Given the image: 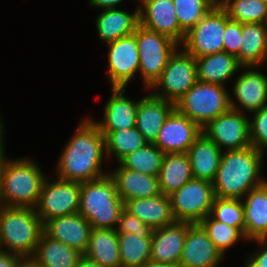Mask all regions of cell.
Returning a JSON list of instances; mask_svg holds the SVG:
<instances>
[{
  "instance_id": "obj_1",
  "label": "cell",
  "mask_w": 267,
  "mask_h": 267,
  "mask_svg": "<svg viewBox=\"0 0 267 267\" xmlns=\"http://www.w3.org/2000/svg\"><path fill=\"white\" fill-rule=\"evenodd\" d=\"M73 135L59 158L58 178L82 183L106 176L100 168L105 153V137L94 120H83Z\"/></svg>"
},
{
  "instance_id": "obj_2",
  "label": "cell",
  "mask_w": 267,
  "mask_h": 267,
  "mask_svg": "<svg viewBox=\"0 0 267 267\" xmlns=\"http://www.w3.org/2000/svg\"><path fill=\"white\" fill-rule=\"evenodd\" d=\"M263 156L262 151L252 146L223 152L212 181L215 197L241 199L264 184L267 180L259 177Z\"/></svg>"
},
{
  "instance_id": "obj_3",
  "label": "cell",
  "mask_w": 267,
  "mask_h": 267,
  "mask_svg": "<svg viewBox=\"0 0 267 267\" xmlns=\"http://www.w3.org/2000/svg\"><path fill=\"white\" fill-rule=\"evenodd\" d=\"M44 232V224L31 207L0 205V243L23 258L32 257Z\"/></svg>"
},
{
  "instance_id": "obj_4",
  "label": "cell",
  "mask_w": 267,
  "mask_h": 267,
  "mask_svg": "<svg viewBox=\"0 0 267 267\" xmlns=\"http://www.w3.org/2000/svg\"><path fill=\"white\" fill-rule=\"evenodd\" d=\"M123 210L124 202L109 173L100 179L81 183L78 213L92 228L115 229Z\"/></svg>"
},
{
  "instance_id": "obj_5",
  "label": "cell",
  "mask_w": 267,
  "mask_h": 267,
  "mask_svg": "<svg viewBox=\"0 0 267 267\" xmlns=\"http://www.w3.org/2000/svg\"><path fill=\"white\" fill-rule=\"evenodd\" d=\"M46 177L29 159L7 160L3 172L0 205L35 208Z\"/></svg>"
},
{
  "instance_id": "obj_6",
  "label": "cell",
  "mask_w": 267,
  "mask_h": 267,
  "mask_svg": "<svg viewBox=\"0 0 267 267\" xmlns=\"http://www.w3.org/2000/svg\"><path fill=\"white\" fill-rule=\"evenodd\" d=\"M175 109L203 128L231 109L225 86L197 81L175 104Z\"/></svg>"
},
{
  "instance_id": "obj_7",
  "label": "cell",
  "mask_w": 267,
  "mask_h": 267,
  "mask_svg": "<svg viewBox=\"0 0 267 267\" xmlns=\"http://www.w3.org/2000/svg\"><path fill=\"white\" fill-rule=\"evenodd\" d=\"M136 39L139 51V70L144 84L150 88L161 76L169 58L177 50L179 44L140 24L136 28Z\"/></svg>"
},
{
  "instance_id": "obj_8",
  "label": "cell",
  "mask_w": 267,
  "mask_h": 267,
  "mask_svg": "<svg viewBox=\"0 0 267 267\" xmlns=\"http://www.w3.org/2000/svg\"><path fill=\"white\" fill-rule=\"evenodd\" d=\"M176 222L200 223L211 211L215 198L211 181L191 179L169 195Z\"/></svg>"
},
{
  "instance_id": "obj_9",
  "label": "cell",
  "mask_w": 267,
  "mask_h": 267,
  "mask_svg": "<svg viewBox=\"0 0 267 267\" xmlns=\"http://www.w3.org/2000/svg\"><path fill=\"white\" fill-rule=\"evenodd\" d=\"M229 20L225 10L216 4L186 33L183 50L195 58L224 52V30Z\"/></svg>"
},
{
  "instance_id": "obj_10",
  "label": "cell",
  "mask_w": 267,
  "mask_h": 267,
  "mask_svg": "<svg viewBox=\"0 0 267 267\" xmlns=\"http://www.w3.org/2000/svg\"><path fill=\"white\" fill-rule=\"evenodd\" d=\"M197 81L196 58L184 50L179 53L176 50L169 58L161 76L149 89L161 88L163 92L152 94L176 104Z\"/></svg>"
},
{
  "instance_id": "obj_11",
  "label": "cell",
  "mask_w": 267,
  "mask_h": 267,
  "mask_svg": "<svg viewBox=\"0 0 267 267\" xmlns=\"http://www.w3.org/2000/svg\"><path fill=\"white\" fill-rule=\"evenodd\" d=\"M81 183L59 179L48 182L45 179L36 205V213L45 224L61 216L78 213Z\"/></svg>"
},
{
  "instance_id": "obj_12",
  "label": "cell",
  "mask_w": 267,
  "mask_h": 267,
  "mask_svg": "<svg viewBox=\"0 0 267 267\" xmlns=\"http://www.w3.org/2000/svg\"><path fill=\"white\" fill-rule=\"evenodd\" d=\"M250 118L242 111L230 109L217 118L209 121L202 129V133L212 140L221 150H239L250 145Z\"/></svg>"
},
{
  "instance_id": "obj_13",
  "label": "cell",
  "mask_w": 267,
  "mask_h": 267,
  "mask_svg": "<svg viewBox=\"0 0 267 267\" xmlns=\"http://www.w3.org/2000/svg\"><path fill=\"white\" fill-rule=\"evenodd\" d=\"M109 46V80L112 88H125L139 71V51L134 34L107 43Z\"/></svg>"
},
{
  "instance_id": "obj_14",
  "label": "cell",
  "mask_w": 267,
  "mask_h": 267,
  "mask_svg": "<svg viewBox=\"0 0 267 267\" xmlns=\"http://www.w3.org/2000/svg\"><path fill=\"white\" fill-rule=\"evenodd\" d=\"M202 129L174 109L162 125L155 145L165 154L187 153Z\"/></svg>"
},
{
  "instance_id": "obj_15",
  "label": "cell",
  "mask_w": 267,
  "mask_h": 267,
  "mask_svg": "<svg viewBox=\"0 0 267 267\" xmlns=\"http://www.w3.org/2000/svg\"><path fill=\"white\" fill-rule=\"evenodd\" d=\"M141 4L140 25L165 35L178 44L183 43L186 33L180 28L173 0H141Z\"/></svg>"
},
{
  "instance_id": "obj_16",
  "label": "cell",
  "mask_w": 267,
  "mask_h": 267,
  "mask_svg": "<svg viewBox=\"0 0 267 267\" xmlns=\"http://www.w3.org/2000/svg\"><path fill=\"white\" fill-rule=\"evenodd\" d=\"M223 254L216 248L199 223H188L179 261L181 267H217Z\"/></svg>"
},
{
  "instance_id": "obj_17",
  "label": "cell",
  "mask_w": 267,
  "mask_h": 267,
  "mask_svg": "<svg viewBox=\"0 0 267 267\" xmlns=\"http://www.w3.org/2000/svg\"><path fill=\"white\" fill-rule=\"evenodd\" d=\"M91 230V224L80 213L56 217L44 224V232L49 237L76 249L83 255Z\"/></svg>"
},
{
  "instance_id": "obj_18",
  "label": "cell",
  "mask_w": 267,
  "mask_h": 267,
  "mask_svg": "<svg viewBox=\"0 0 267 267\" xmlns=\"http://www.w3.org/2000/svg\"><path fill=\"white\" fill-rule=\"evenodd\" d=\"M188 230V222H175L154 229L151 242V261L179 264Z\"/></svg>"
},
{
  "instance_id": "obj_19",
  "label": "cell",
  "mask_w": 267,
  "mask_h": 267,
  "mask_svg": "<svg viewBox=\"0 0 267 267\" xmlns=\"http://www.w3.org/2000/svg\"><path fill=\"white\" fill-rule=\"evenodd\" d=\"M174 109V103L152 93L138 100L135 127L147 143H155L162 125Z\"/></svg>"
},
{
  "instance_id": "obj_20",
  "label": "cell",
  "mask_w": 267,
  "mask_h": 267,
  "mask_svg": "<svg viewBox=\"0 0 267 267\" xmlns=\"http://www.w3.org/2000/svg\"><path fill=\"white\" fill-rule=\"evenodd\" d=\"M234 95L240 106L230 97L231 109L242 111L240 107L254 112L267 106V76L256 70L242 73L234 83Z\"/></svg>"
},
{
  "instance_id": "obj_21",
  "label": "cell",
  "mask_w": 267,
  "mask_h": 267,
  "mask_svg": "<svg viewBox=\"0 0 267 267\" xmlns=\"http://www.w3.org/2000/svg\"><path fill=\"white\" fill-rule=\"evenodd\" d=\"M109 175L114 179L117 193L123 202L132 199L150 198L162 194L158 176L126 169L121 164Z\"/></svg>"
},
{
  "instance_id": "obj_22",
  "label": "cell",
  "mask_w": 267,
  "mask_h": 267,
  "mask_svg": "<svg viewBox=\"0 0 267 267\" xmlns=\"http://www.w3.org/2000/svg\"><path fill=\"white\" fill-rule=\"evenodd\" d=\"M124 210L153 229L169 226L176 222L170 198L163 194L150 198L127 200L124 202Z\"/></svg>"
},
{
  "instance_id": "obj_23",
  "label": "cell",
  "mask_w": 267,
  "mask_h": 267,
  "mask_svg": "<svg viewBox=\"0 0 267 267\" xmlns=\"http://www.w3.org/2000/svg\"><path fill=\"white\" fill-rule=\"evenodd\" d=\"M112 96L109 98L104 109V120L94 123L100 132H112L121 129L133 128L136 125V113L138 101L134 102L122 93L124 88H112Z\"/></svg>"
},
{
  "instance_id": "obj_24",
  "label": "cell",
  "mask_w": 267,
  "mask_h": 267,
  "mask_svg": "<svg viewBox=\"0 0 267 267\" xmlns=\"http://www.w3.org/2000/svg\"><path fill=\"white\" fill-rule=\"evenodd\" d=\"M222 151L201 133L187 151L193 177L212 182L220 166Z\"/></svg>"
},
{
  "instance_id": "obj_25",
  "label": "cell",
  "mask_w": 267,
  "mask_h": 267,
  "mask_svg": "<svg viewBox=\"0 0 267 267\" xmlns=\"http://www.w3.org/2000/svg\"><path fill=\"white\" fill-rule=\"evenodd\" d=\"M243 202L245 239L255 240L267 237V181L251 189Z\"/></svg>"
},
{
  "instance_id": "obj_26",
  "label": "cell",
  "mask_w": 267,
  "mask_h": 267,
  "mask_svg": "<svg viewBox=\"0 0 267 267\" xmlns=\"http://www.w3.org/2000/svg\"><path fill=\"white\" fill-rule=\"evenodd\" d=\"M134 13L116 8L104 9L96 19L99 37L105 43L134 34L140 24L139 6Z\"/></svg>"
},
{
  "instance_id": "obj_27",
  "label": "cell",
  "mask_w": 267,
  "mask_h": 267,
  "mask_svg": "<svg viewBox=\"0 0 267 267\" xmlns=\"http://www.w3.org/2000/svg\"><path fill=\"white\" fill-rule=\"evenodd\" d=\"M267 59V23L242 24L239 63L251 69Z\"/></svg>"
},
{
  "instance_id": "obj_28",
  "label": "cell",
  "mask_w": 267,
  "mask_h": 267,
  "mask_svg": "<svg viewBox=\"0 0 267 267\" xmlns=\"http://www.w3.org/2000/svg\"><path fill=\"white\" fill-rule=\"evenodd\" d=\"M84 256L102 267H121L116 230L92 228Z\"/></svg>"
},
{
  "instance_id": "obj_29",
  "label": "cell",
  "mask_w": 267,
  "mask_h": 267,
  "mask_svg": "<svg viewBox=\"0 0 267 267\" xmlns=\"http://www.w3.org/2000/svg\"><path fill=\"white\" fill-rule=\"evenodd\" d=\"M197 78L204 83L224 85L242 67L237 57L226 52L196 58Z\"/></svg>"
},
{
  "instance_id": "obj_30",
  "label": "cell",
  "mask_w": 267,
  "mask_h": 267,
  "mask_svg": "<svg viewBox=\"0 0 267 267\" xmlns=\"http://www.w3.org/2000/svg\"><path fill=\"white\" fill-rule=\"evenodd\" d=\"M82 253L43 232L32 258L42 267H77Z\"/></svg>"
},
{
  "instance_id": "obj_31",
  "label": "cell",
  "mask_w": 267,
  "mask_h": 267,
  "mask_svg": "<svg viewBox=\"0 0 267 267\" xmlns=\"http://www.w3.org/2000/svg\"><path fill=\"white\" fill-rule=\"evenodd\" d=\"M187 153L165 154L158 175L160 191L169 196L193 179Z\"/></svg>"
},
{
  "instance_id": "obj_32",
  "label": "cell",
  "mask_w": 267,
  "mask_h": 267,
  "mask_svg": "<svg viewBox=\"0 0 267 267\" xmlns=\"http://www.w3.org/2000/svg\"><path fill=\"white\" fill-rule=\"evenodd\" d=\"M121 267H142L151 261L152 238L134 233L118 234Z\"/></svg>"
},
{
  "instance_id": "obj_33",
  "label": "cell",
  "mask_w": 267,
  "mask_h": 267,
  "mask_svg": "<svg viewBox=\"0 0 267 267\" xmlns=\"http://www.w3.org/2000/svg\"><path fill=\"white\" fill-rule=\"evenodd\" d=\"M101 133L105 137V153L113 154L117 162L147 144L136 127Z\"/></svg>"
},
{
  "instance_id": "obj_34",
  "label": "cell",
  "mask_w": 267,
  "mask_h": 267,
  "mask_svg": "<svg viewBox=\"0 0 267 267\" xmlns=\"http://www.w3.org/2000/svg\"><path fill=\"white\" fill-rule=\"evenodd\" d=\"M229 19L248 23H267V4L262 0H218Z\"/></svg>"
},
{
  "instance_id": "obj_35",
  "label": "cell",
  "mask_w": 267,
  "mask_h": 267,
  "mask_svg": "<svg viewBox=\"0 0 267 267\" xmlns=\"http://www.w3.org/2000/svg\"><path fill=\"white\" fill-rule=\"evenodd\" d=\"M165 153L155 144L145 146L128 154L119 163L126 169H131L147 175L158 176Z\"/></svg>"
},
{
  "instance_id": "obj_36",
  "label": "cell",
  "mask_w": 267,
  "mask_h": 267,
  "mask_svg": "<svg viewBox=\"0 0 267 267\" xmlns=\"http://www.w3.org/2000/svg\"><path fill=\"white\" fill-rule=\"evenodd\" d=\"M180 28L187 33L216 4L218 0H173Z\"/></svg>"
},
{
  "instance_id": "obj_37",
  "label": "cell",
  "mask_w": 267,
  "mask_h": 267,
  "mask_svg": "<svg viewBox=\"0 0 267 267\" xmlns=\"http://www.w3.org/2000/svg\"><path fill=\"white\" fill-rule=\"evenodd\" d=\"M209 215L217 221L237 228L244 235V206L241 199L215 197Z\"/></svg>"
},
{
  "instance_id": "obj_38",
  "label": "cell",
  "mask_w": 267,
  "mask_h": 267,
  "mask_svg": "<svg viewBox=\"0 0 267 267\" xmlns=\"http://www.w3.org/2000/svg\"><path fill=\"white\" fill-rule=\"evenodd\" d=\"M208 234V237L215 244L216 248L223 254L229 247L233 246L239 238L244 235L235 227H230L226 223L213 219L210 215L199 223Z\"/></svg>"
},
{
  "instance_id": "obj_39",
  "label": "cell",
  "mask_w": 267,
  "mask_h": 267,
  "mask_svg": "<svg viewBox=\"0 0 267 267\" xmlns=\"http://www.w3.org/2000/svg\"><path fill=\"white\" fill-rule=\"evenodd\" d=\"M254 118L249 121L250 145L264 152L267 148V106L253 112Z\"/></svg>"
},
{
  "instance_id": "obj_40",
  "label": "cell",
  "mask_w": 267,
  "mask_h": 267,
  "mask_svg": "<svg viewBox=\"0 0 267 267\" xmlns=\"http://www.w3.org/2000/svg\"><path fill=\"white\" fill-rule=\"evenodd\" d=\"M115 227L118 234L134 233L138 237L141 236L144 238H152L154 231L151 226L144 224L140 219L125 210L121 212L117 226Z\"/></svg>"
},
{
  "instance_id": "obj_41",
  "label": "cell",
  "mask_w": 267,
  "mask_h": 267,
  "mask_svg": "<svg viewBox=\"0 0 267 267\" xmlns=\"http://www.w3.org/2000/svg\"><path fill=\"white\" fill-rule=\"evenodd\" d=\"M242 24L229 20L226 23L223 37L224 52L237 57L239 62V50L241 47Z\"/></svg>"
},
{
  "instance_id": "obj_42",
  "label": "cell",
  "mask_w": 267,
  "mask_h": 267,
  "mask_svg": "<svg viewBox=\"0 0 267 267\" xmlns=\"http://www.w3.org/2000/svg\"><path fill=\"white\" fill-rule=\"evenodd\" d=\"M23 257L10 252L0 253V267H19Z\"/></svg>"
},
{
  "instance_id": "obj_43",
  "label": "cell",
  "mask_w": 267,
  "mask_h": 267,
  "mask_svg": "<svg viewBox=\"0 0 267 267\" xmlns=\"http://www.w3.org/2000/svg\"><path fill=\"white\" fill-rule=\"evenodd\" d=\"M258 241L259 244L264 245L263 251H257L251 257L258 262L262 267H267V237L265 238H258L254 241ZM266 243V244H265Z\"/></svg>"
},
{
  "instance_id": "obj_44",
  "label": "cell",
  "mask_w": 267,
  "mask_h": 267,
  "mask_svg": "<svg viewBox=\"0 0 267 267\" xmlns=\"http://www.w3.org/2000/svg\"><path fill=\"white\" fill-rule=\"evenodd\" d=\"M123 0H89L90 5L104 9L116 8L115 6Z\"/></svg>"
},
{
  "instance_id": "obj_45",
  "label": "cell",
  "mask_w": 267,
  "mask_h": 267,
  "mask_svg": "<svg viewBox=\"0 0 267 267\" xmlns=\"http://www.w3.org/2000/svg\"><path fill=\"white\" fill-rule=\"evenodd\" d=\"M4 153H5L4 147H3V144L1 143L0 144V194L2 190L3 172H4L5 165L7 163Z\"/></svg>"
},
{
  "instance_id": "obj_46",
  "label": "cell",
  "mask_w": 267,
  "mask_h": 267,
  "mask_svg": "<svg viewBox=\"0 0 267 267\" xmlns=\"http://www.w3.org/2000/svg\"><path fill=\"white\" fill-rule=\"evenodd\" d=\"M77 267H102L100 264L97 262L87 258L86 256H82L79 260L78 266Z\"/></svg>"
},
{
  "instance_id": "obj_47",
  "label": "cell",
  "mask_w": 267,
  "mask_h": 267,
  "mask_svg": "<svg viewBox=\"0 0 267 267\" xmlns=\"http://www.w3.org/2000/svg\"><path fill=\"white\" fill-rule=\"evenodd\" d=\"M19 267H42L32 257L22 258Z\"/></svg>"
},
{
  "instance_id": "obj_48",
  "label": "cell",
  "mask_w": 267,
  "mask_h": 267,
  "mask_svg": "<svg viewBox=\"0 0 267 267\" xmlns=\"http://www.w3.org/2000/svg\"><path fill=\"white\" fill-rule=\"evenodd\" d=\"M142 267H181V266L179 264L155 263L149 261L145 263Z\"/></svg>"
},
{
  "instance_id": "obj_49",
  "label": "cell",
  "mask_w": 267,
  "mask_h": 267,
  "mask_svg": "<svg viewBox=\"0 0 267 267\" xmlns=\"http://www.w3.org/2000/svg\"><path fill=\"white\" fill-rule=\"evenodd\" d=\"M245 267H262L258 262H256L251 256L248 258Z\"/></svg>"
},
{
  "instance_id": "obj_50",
  "label": "cell",
  "mask_w": 267,
  "mask_h": 267,
  "mask_svg": "<svg viewBox=\"0 0 267 267\" xmlns=\"http://www.w3.org/2000/svg\"><path fill=\"white\" fill-rule=\"evenodd\" d=\"M1 120V119H0ZM4 133V131H3V126H2V123H1V121H0V144L3 142V139H2V137H3V134Z\"/></svg>"
},
{
  "instance_id": "obj_51",
  "label": "cell",
  "mask_w": 267,
  "mask_h": 267,
  "mask_svg": "<svg viewBox=\"0 0 267 267\" xmlns=\"http://www.w3.org/2000/svg\"><path fill=\"white\" fill-rule=\"evenodd\" d=\"M2 247H1V243H0V253L3 251V248L1 249Z\"/></svg>"
}]
</instances>
